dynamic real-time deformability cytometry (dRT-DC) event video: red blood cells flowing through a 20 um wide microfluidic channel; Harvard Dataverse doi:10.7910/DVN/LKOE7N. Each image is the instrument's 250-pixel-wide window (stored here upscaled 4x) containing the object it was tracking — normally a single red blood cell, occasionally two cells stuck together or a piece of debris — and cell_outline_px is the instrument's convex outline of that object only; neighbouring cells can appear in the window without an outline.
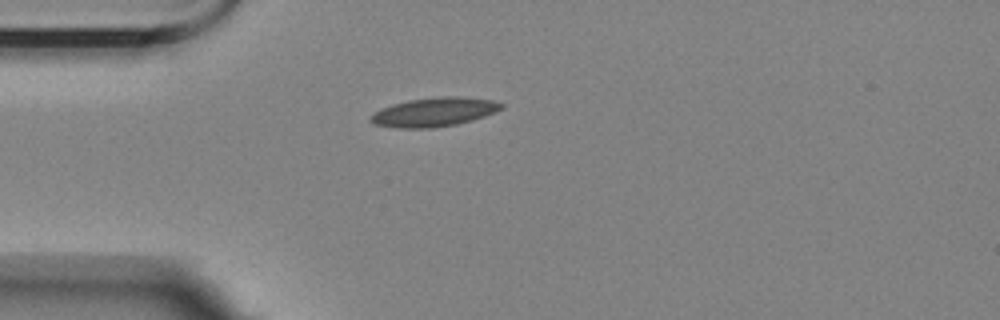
{"species": "Egyptian fruit bat (a non-hibernating species)", "species_latin": "Rousettus aegyptiacus", "temperature_condition": "room temperature", "stored_images_in_passage": 5, "camera_frame_rate_fps": 3000, "um_per_image_px": 0.085, "animal": {"sex": "female"}, "frame": {"image": 1, "passage_image": 5, "time_ms": 4.667, "image_size_px": [1000, 320], "cell_outline_px": [[504, 108], [496, 112], [472, 120], [456, 124], [432, 128], [396, 128], [376, 124], [368, 120], [368, 116], [380, 108], [392, 104], [408, 100], [440, 96], [460, 96], [492, 100], [504, 104]], "centroid_in_image_um": [36.89, 9.52], "position_along_channel_um": 48.1, "area_um2": 22.25}}